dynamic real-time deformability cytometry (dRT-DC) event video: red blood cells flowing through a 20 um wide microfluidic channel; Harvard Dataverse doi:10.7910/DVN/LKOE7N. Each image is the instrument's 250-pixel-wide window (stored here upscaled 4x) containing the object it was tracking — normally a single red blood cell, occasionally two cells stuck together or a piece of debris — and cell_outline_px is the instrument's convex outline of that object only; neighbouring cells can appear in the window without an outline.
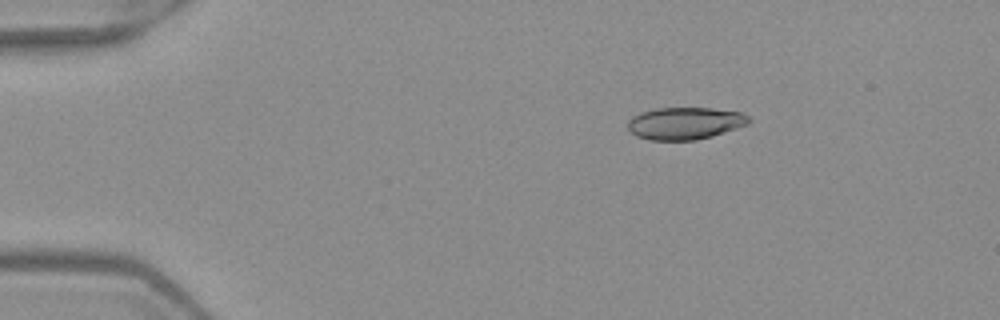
{"species": "Egyptian fruit bat (a non-hibernating species)", "species_latin": "Rousettus aegyptiacus", "temperature_condition": "warm", "stored_images_in_passage": 4, "camera_frame_rate_fps": 3000, "um_per_image_px": 0.085, "frame": {"image": 1, "passage_image": 2, "time_ms": 0.333, "image_size_px": [1000, 320], "cell_outline_px": [[752, 120], [748, 124], [712, 136], [696, 140], [648, 140], [636, 136], [628, 128], [628, 120], [632, 116], [640, 112], [656, 108], [712, 108], [740, 112], [748, 116]], "centroid_in_image_um": [58.21, 10.47], "position_along_channel_um": 26.8, "area_um2": 22.77}}